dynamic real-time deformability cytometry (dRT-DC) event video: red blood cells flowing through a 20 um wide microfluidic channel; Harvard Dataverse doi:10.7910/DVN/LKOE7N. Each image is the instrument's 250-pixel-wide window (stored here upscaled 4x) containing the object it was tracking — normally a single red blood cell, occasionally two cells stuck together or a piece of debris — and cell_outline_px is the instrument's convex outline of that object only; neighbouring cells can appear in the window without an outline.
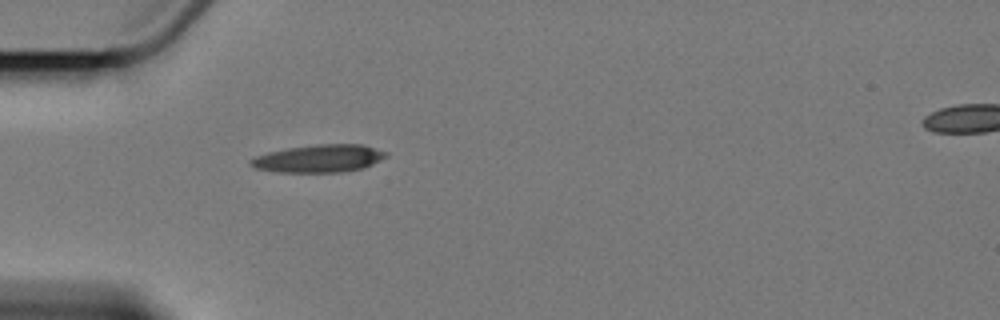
{"species": "Egyptian fruit bat (a non-hibernating species)", "species_latin": "Rousettus aegyptiacus", "temperature_condition": "cold", "stored_images_in_passage": 2, "camera_frame_rate_fps": 3000, "um_per_image_px": 0.085, "animal": {"sex": "female"}, "frame": {"image": 1, "passage_image": 2, "time_ms": 2.0, "image_size_px": [1000, 320], "cell_outline_px": [[388, 156], [364, 168], [340, 172], [280, 172], [256, 168], [248, 164], [248, 160], [256, 156], [268, 152], [288, 148], [316, 144], [364, 144], [388, 152]], "centroid_in_image_um": [27.14, 13.46], "position_along_channel_um": 57.9, "area_um2": 21.91}}